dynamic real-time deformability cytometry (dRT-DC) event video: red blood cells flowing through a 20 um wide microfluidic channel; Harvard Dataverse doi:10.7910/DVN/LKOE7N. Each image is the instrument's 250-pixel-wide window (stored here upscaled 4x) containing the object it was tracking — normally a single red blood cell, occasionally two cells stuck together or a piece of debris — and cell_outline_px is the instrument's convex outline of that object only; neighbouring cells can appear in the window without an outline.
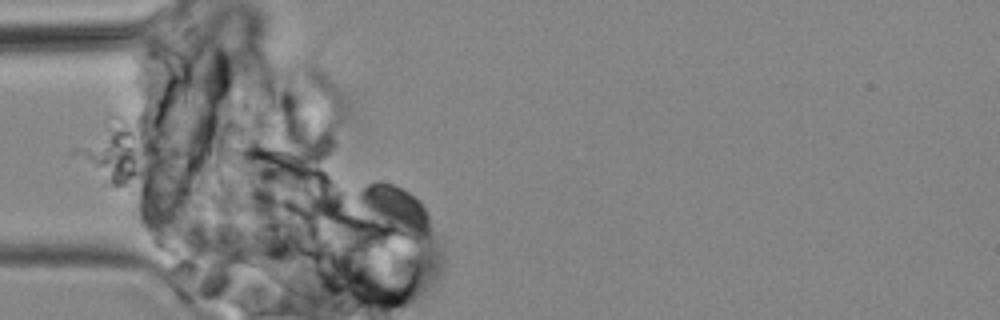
{"species": "common noctule bat (a hibernating species)", "species_latin": "Nyctalus noctula", "temperature_condition": "cold", "stored_images_in_passage": 14, "camera_frame_rate_fps": 3000, "um_per_image_px": 0.085, "animal": {"sex": "male", "body_mass_g": 19.2, "forearm_length_mm": 51.8}, "frame": {"image": 1, "passage_image": 11, "time_ms": 12.333, "image_size_px": [1000, 320], "cell_outline_px": [[428, 228], [424, 236], [416, 244], [412, 244], [364, 208], [356, 200], [356, 196], [368, 184], [376, 180], [380, 180], [392, 184], [408, 192], [424, 208], [428, 216]], "centroid_in_image_um": [33.6, 17.81], "position_along_channel_um": 51.4, "area_um2": 18.84}}